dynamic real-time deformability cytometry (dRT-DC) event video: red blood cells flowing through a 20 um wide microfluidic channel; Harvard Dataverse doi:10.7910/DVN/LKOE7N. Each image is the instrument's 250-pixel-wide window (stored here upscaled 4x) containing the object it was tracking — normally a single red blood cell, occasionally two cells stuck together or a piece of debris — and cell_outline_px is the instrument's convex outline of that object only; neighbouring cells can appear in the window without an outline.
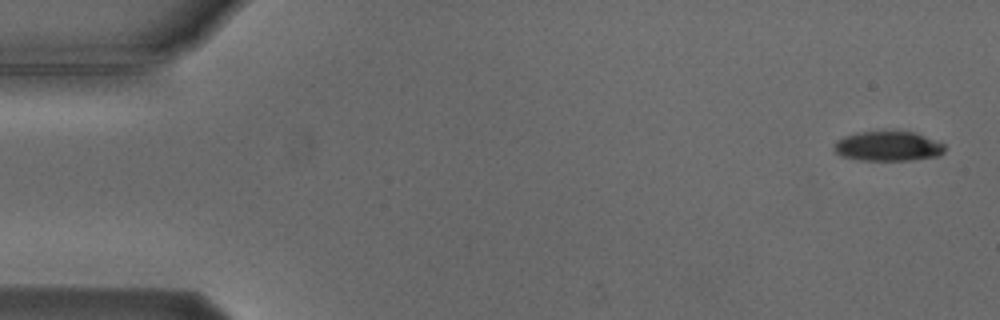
{"species": "Egyptian fruit bat (a non-hibernating species)", "species_latin": "Rousettus aegyptiacus", "temperature_condition": "cold", "stored_images_in_passage": 5, "camera_frame_rate_fps": 3000, "um_per_image_px": 0.085, "animal": {"sex": "male"}, "frame": {"image": 1, "passage_image": 1, "time_ms": 0.0, "image_size_px": [1000, 320], "cell_outline_px": [[944, 152], [940, 156], [912, 160], [860, 160], [840, 156], [832, 148], [832, 144], [836, 140], [844, 136], [864, 132], [912, 132], [924, 136], [944, 144]], "centroid_in_image_um": [75.45, 12.45], "position_along_channel_um": 9.6, "area_um2": 19.07}}
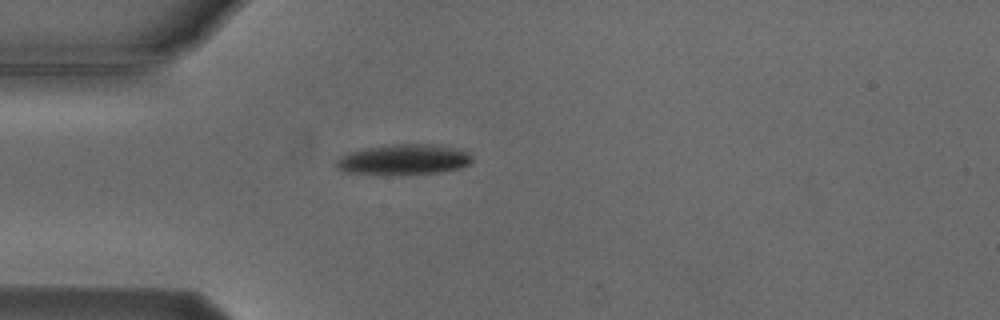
{"frame": {"image": 2, "passage_image": 4, "time_ms": 4.333, "image_size_px": [1000, 320], "cell_outline_px": [[472, 160], [468, 164], [460, 168], [444, 172], [384, 176], [380, 176], [344, 172], [336, 168], [336, 160], [340, 156], [348, 152], [364, 148], [392, 144], [432, 144], [452, 148], [468, 152], [472, 156]], "centroid_in_image_um": [34.24, 13.59], "position_along_channel_um": 50.8, "area_um2": 24.68}}